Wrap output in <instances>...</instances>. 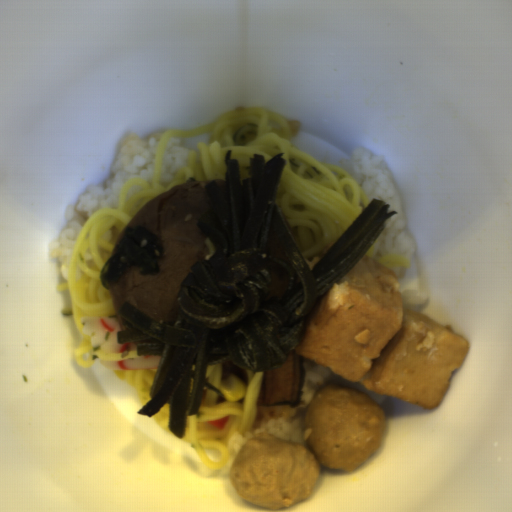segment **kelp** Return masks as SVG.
I'll return each instance as SVG.
<instances>
[{
	"instance_id": "99668d17",
	"label": "kelp",
	"mask_w": 512,
	"mask_h": 512,
	"mask_svg": "<svg viewBox=\"0 0 512 512\" xmlns=\"http://www.w3.org/2000/svg\"><path fill=\"white\" fill-rule=\"evenodd\" d=\"M223 162L226 192L214 180L206 184L209 209L196 223L215 252L196 259L180 281L175 318L160 322L126 302L117 313L118 344L134 342L138 357H161L150 400L136 413L151 418L169 404V431L182 438L204 387L223 397L206 381L208 366L228 359L256 373L285 366L319 296L367 256L399 213L373 198L311 270L275 202L284 154L268 162L251 154L247 180L231 149Z\"/></svg>"
},
{
	"instance_id": "cf089659",
	"label": "kelp",
	"mask_w": 512,
	"mask_h": 512,
	"mask_svg": "<svg viewBox=\"0 0 512 512\" xmlns=\"http://www.w3.org/2000/svg\"><path fill=\"white\" fill-rule=\"evenodd\" d=\"M163 244L159 236L145 227H126L115 253L105 261L99 276L106 290L121 278L128 267L141 266L139 273L161 272L156 259H162Z\"/></svg>"
}]
</instances>
